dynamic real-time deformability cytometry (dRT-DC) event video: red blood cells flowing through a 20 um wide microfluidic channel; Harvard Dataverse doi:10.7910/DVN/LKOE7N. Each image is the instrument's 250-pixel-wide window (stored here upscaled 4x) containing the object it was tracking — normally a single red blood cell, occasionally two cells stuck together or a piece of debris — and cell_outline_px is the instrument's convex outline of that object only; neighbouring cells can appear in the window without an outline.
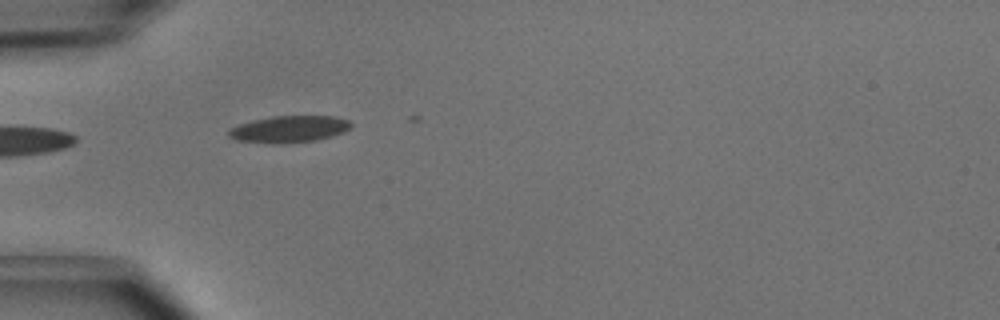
{"species": "common noctule bat (a hibernating species)", "species_latin": "Nyctalus noctula", "temperature_condition": "cold", "stored_images_in_passage": 4, "camera_frame_rate_fps": 3000, "um_per_image_px": 0.085, "animal": {"sex": "male", "body_mass_g": 15.6}, "frame": {"image": 1, "passage_image": 3, "time_ms": 0.667, "image_size_px": [1000, 320], "cell_outline_px": [[352, 128], [344, 132], [332, 136], [316, 140], [236, 140], [228, 136], [228, 128], [252, 120], [272, 116], [332, 116], [348, 120], [352, 124]], "centroid_in_image_um": [24.64, 10.91], "position_along_channel_um": 60.4, "area_um2": 17.98}}